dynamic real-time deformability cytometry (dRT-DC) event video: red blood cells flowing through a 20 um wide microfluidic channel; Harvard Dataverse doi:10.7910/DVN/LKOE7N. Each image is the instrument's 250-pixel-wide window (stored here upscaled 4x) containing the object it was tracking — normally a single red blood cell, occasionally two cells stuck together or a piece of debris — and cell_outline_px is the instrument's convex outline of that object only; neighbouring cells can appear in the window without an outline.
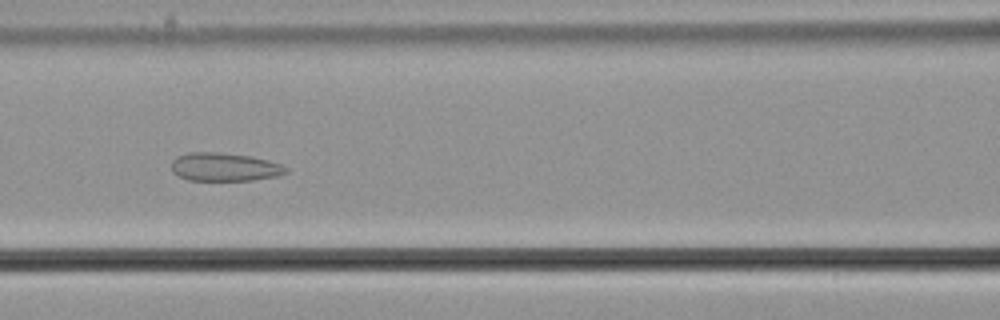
{"species": "common noctule bat (a hibernating species)", "species_latin": "Nyctalus noctula", "temperature_condition": "cold", "stored_images_in_passage": 42, "camera_frame_rate_fps": 3000, "um_per_image_px": 0.085, "animal": {"sex": "male", "body_mass_g": 21.5, "forearm_length_mm": 52.0}, "frame": {"image": 1, "passage_image": 11, "time_ms": 3.333, "image_size_px": [1000, 320], "cell_outline_px": [[288, 172], [280, 176], [252, 180], [188, 180], [172, 172], [172, 160], [176, 156], [188, 152], [216, 152], [252, 156], [268, 160], [280, 164], [288, 168]], "centroid_in_image_um": [19.1, 14.19], "position_along_channel_um": 147.5, "area_um2": 19.02}}
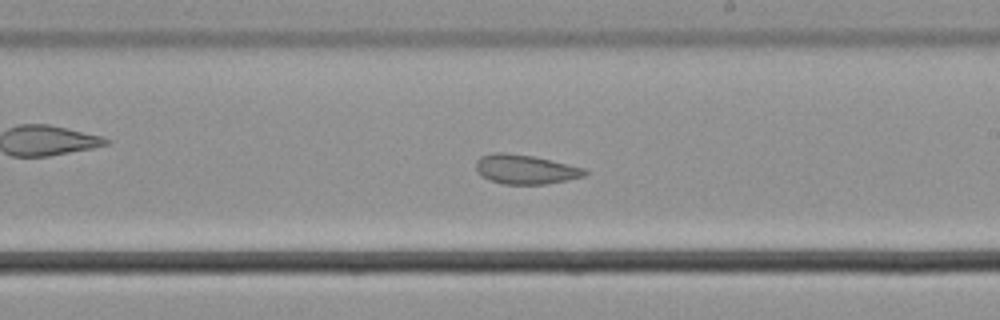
{"frame": {"image": 2, "passage_image": 19, "time_ms": 6.0, "image_size_px": [1000, 320], "cell_outline_px": [[588, 172], [584, 176], [544, 184], [504, 184], [480, 176], [476, 168], [476, 160], [480, 156], [492, 152], [508, 152], [532, 156], [584, 168]], "centroid_in_image_um": [44.59, 14.38], "position_along_channel_um": 244.4, "area_um2": 18.44}}
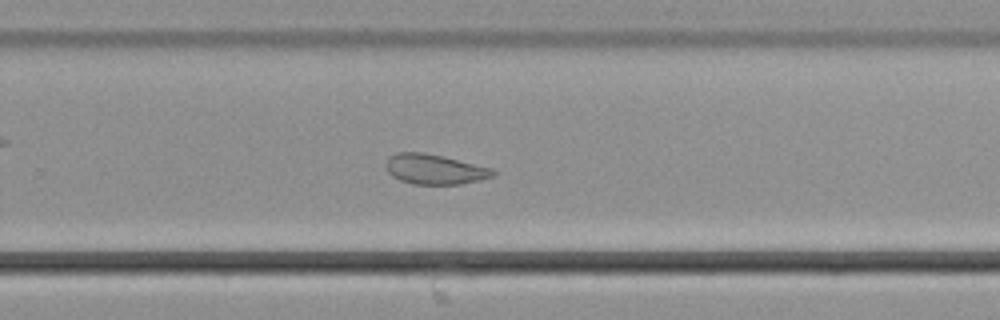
{"frame": {"image": 3, "passage_image": 23, "time_ms": 7.333, "image_size_px": [1000, 320], "cell_outline_px": [[496, 176], [480, 180], [460, 184], [412, 184], [400, 180], [392, 176], [388, 172], [384, 164], [388, 156], [396, 152], [420, 152], [444, 156], [492, 168], [496, 172]], "centroid_in_image_um": [36.93, 14.38], "position_along_channel_um": 292.9, "area_um2": 18.96}, "authors_computed_cell_mechanics": {"area_um2": 20.0277, "velocity_mm_per_s": 3.6421, "shape_relaxation_time_tau1_ms": null, "shape_relaxation_time_tau2_ms": 1.5894, "deformation_change_tau1": null, "deformation_change_tau2": 0.0797}}